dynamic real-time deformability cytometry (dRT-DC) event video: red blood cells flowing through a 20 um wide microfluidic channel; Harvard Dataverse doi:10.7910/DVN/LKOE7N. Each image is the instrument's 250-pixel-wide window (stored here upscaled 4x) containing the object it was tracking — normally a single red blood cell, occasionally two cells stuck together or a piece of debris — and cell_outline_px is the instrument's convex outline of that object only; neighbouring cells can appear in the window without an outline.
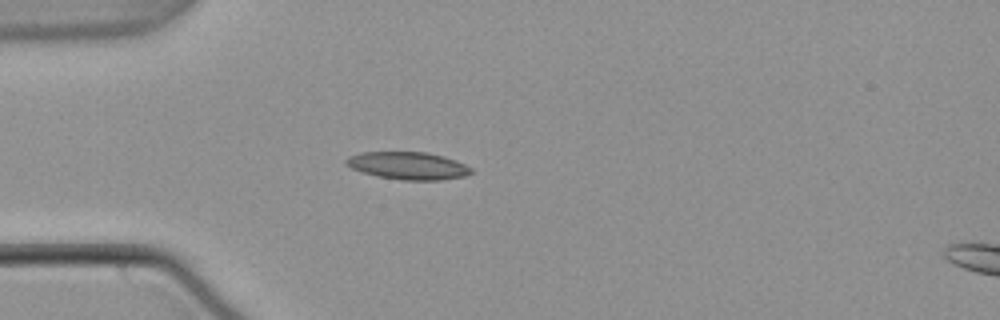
{"species": "common noctule bat (a hibernating species)", "species_latin": "Nyctalus noctula", "temperature_condition": "warm", "stored_images_in_passage": 55, "camera_frame_rate_fps": 3000, "um_per_image_px": 0.085, "animal": {"sex": "male", "body_mass_g": 21.5, "forearm_length_mm": 52.0}, "frame": {"image": 1, "passage_image": 15, "time_ms": 4.667, "image_size_px": [1000, 320], "cell_outline_px": [[472, 172], [464, 176], [440, 180], [404, 180], [376, 176], [352, 168], [344, 164], [344, 160], [348, 156], [360, 152], [428, 152], [444, 156], [456, 160], [472, 168]], "centroid_in_image_um": [34.66, 14.07], "position_along_channel_um": 50.3, "area_um2": 20.11}}
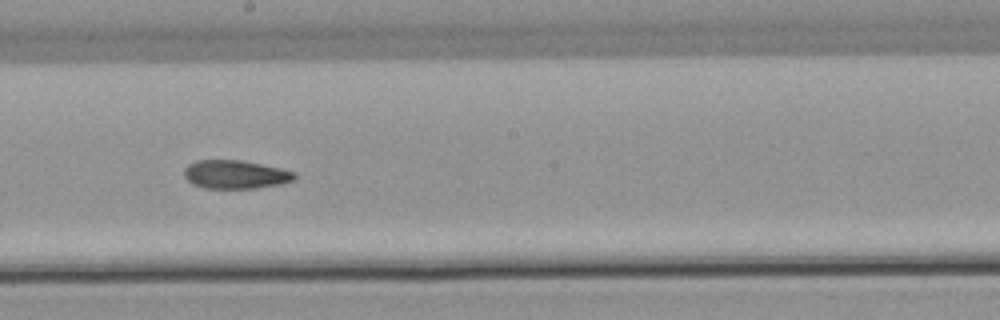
{"frame": {"image": 2, "passage_image": 30, "time_ms": 9.667, "image_size_px": [1000, 320], "cell_outline_px": [[296, 180], [280, 184], [256, 188], [204, 188], [192, 184], [184, 176], [184, 168], [188, 164], [196, 160], [240, 160], [280, 168], [296, 172]], "centroid_in_image_um": [20.01, 14.83], "position_along_channel_um": 228.2, "area_um2": 18.38}}
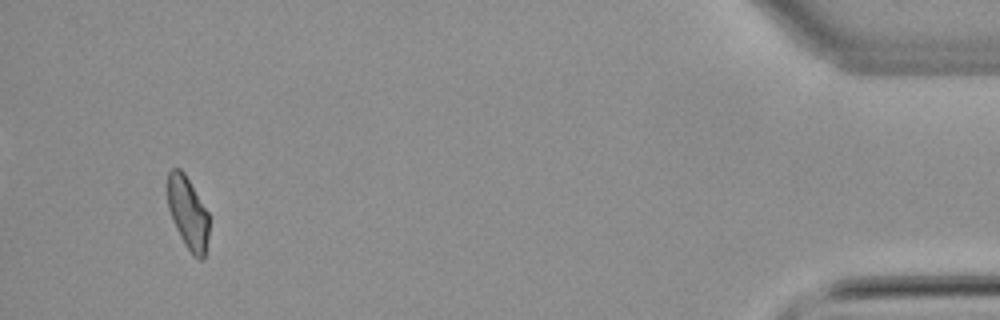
{"frame": {"image": 3, "passage_image": 51, "time_ms": 16.667, "image_size_px": [1000, 320], "cell_outline_px": [[208, 236], [204, 260], [200, 260], [192, 256], [180, 236], [172, 220], [168, 208], [168, 172], [172, 168], [180, 168], [184, 172], [208, 212]], "centroid_in_image_um": [15.97, 18.12], "position_along_channel_um": 419.2, "area_um2": 17.46}}